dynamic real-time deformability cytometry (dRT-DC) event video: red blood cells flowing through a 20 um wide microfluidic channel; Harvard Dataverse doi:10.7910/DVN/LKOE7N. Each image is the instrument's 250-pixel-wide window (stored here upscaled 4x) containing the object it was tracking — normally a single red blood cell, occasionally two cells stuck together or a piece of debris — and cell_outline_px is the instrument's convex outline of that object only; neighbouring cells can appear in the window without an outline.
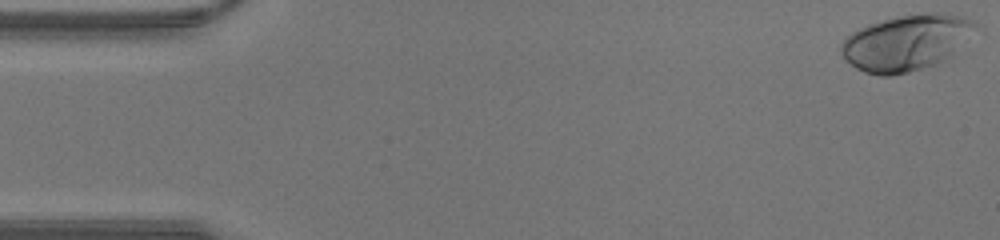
{"species": "human", "species_latin": "Homo sapiens", "temperature_condition": "warm", "stored_images_in_passage": 43, "camera_frame_rate_fps": 3000, "um_per_image_px": 0.085, "donor": {"sex": "male"}, "frame": {"image": 1, "passage_image": 1, "time_ms": 0.0, "image_size_px": [1000, 240], "cell_outline_px": [[976, 28], [952, 56], [936, 64], [908, 72], [892, 76], [880, 76], [864, 72], [856, 68], [840, 52], [840, 44], [852, 32], [868, 24], [900, 16], [928, 12], [944, 12], [964, 16], [972, 20], [976, 24]], "centroid_in_image_um": [77.05, 3.62], "position_along_channel_um": 8.0, "area_um2": 43.58}}
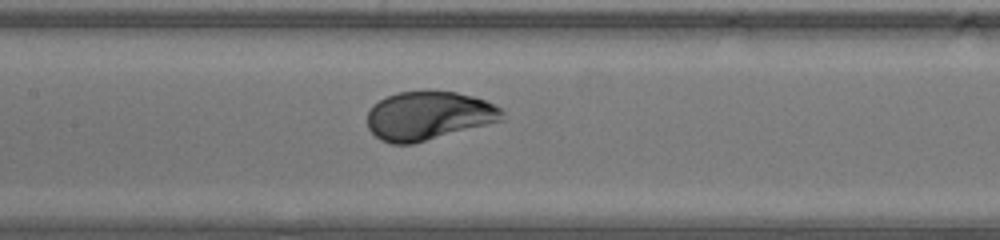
{"frame": {"image": 2, "passage_image": 20, "time_ms": 6.333, "image_size_px": [1000, 240], "cell_outline_px": [[504, 120], [412, 144], [392, 144], [380, 140], [368, 128], [368, 112], [372, 104], [396, 92], [456, 92], [472, 96], [484, 100], [500, 108], [504, 112]], "centroid_in_image_um": [36.42, 9.85], "position_along_channel_um": 171.0, "area_um2": 37.92}}
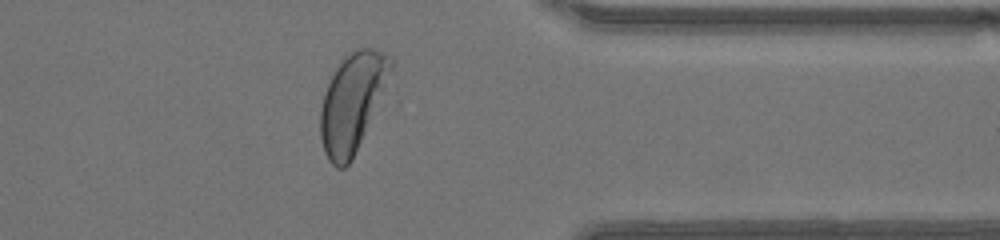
{"frame": {"image": 3, "passage_image": 34, "time_ms": 11.0, "image_size_px": [1000, 240], "cell_outline_px": [[392, 68], [352, 160], [344, 168], [336, 168], [328, 160], [324, 152], [320, 136], [320, 108], [324, 92], [340, 60], [352, 48], [364, 44], [380, 52], [392, 60]], "centroid_in_image_um": [29.88, 8.66], "position_along_channel_um": 381.5, "area_um2": 39.54}}